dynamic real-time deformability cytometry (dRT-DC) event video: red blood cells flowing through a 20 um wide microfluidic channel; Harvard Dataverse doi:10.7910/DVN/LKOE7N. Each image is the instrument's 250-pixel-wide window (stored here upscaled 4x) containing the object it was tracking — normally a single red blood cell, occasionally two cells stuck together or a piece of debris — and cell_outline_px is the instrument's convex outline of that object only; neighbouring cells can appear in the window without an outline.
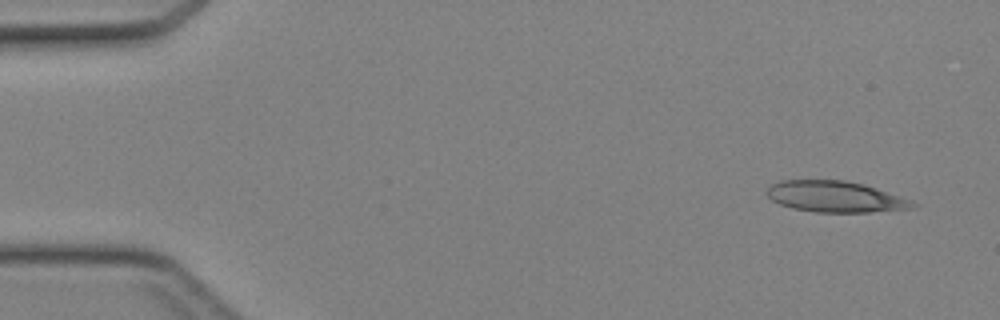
{"species": "Egyptian fruit bat (a non-hibernating species)", "species_latin": "Rousettus aegyptiacus", "temperature_condition": "cold", "stored_images_in_passage": 42, "camera_frame_rate_fps": 3000, "um_per_image_px": 0.085, "animal": {"sex": "female"}, "frame": {"image": 1, "passage_image": 1, "time_ms": 0.0, "image_size_px": [1000, 320], "cell_outline_px": [[920, 204], [912, 208], [868, 212], [816, 212], [792, 208], [780, 204], [772, 200], [764, 192], [772, 184], [780, 180], [844, 180], [864, 184], [912, 200]], "centroid_in_image_um": [70.99, 16.71], "position_along_channel_um": 14.0, "area_um2": 26.41}}
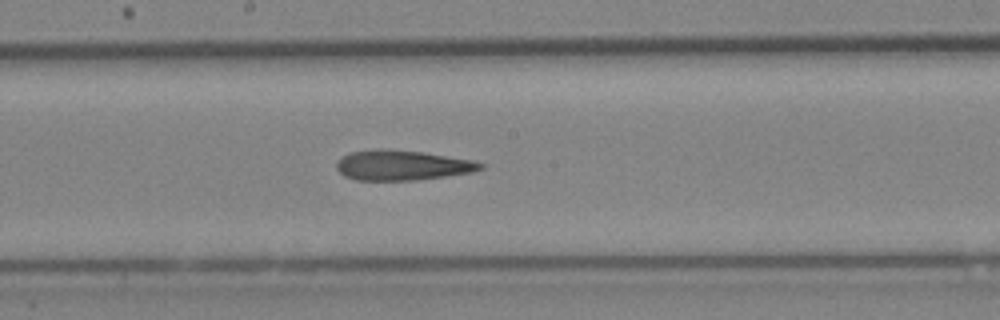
{"frame": {"image": 2, "passage_image": 22, "time_ms": 7.0, "image_size_px": [1000, 320], "cell_outline_px": [[484, 168], [472, 172], [416, 180], [356, 180], [344, 176], [336, 168], [336, 160], [340, 156], [348, 152], [376, 148], [380, 148], [424, 152], [472, 160], [484, 164]], "centroid_in_image_um": [34.12, 14.03], "position_along_channel_um": 214.1, "area_um2": 25.43}}
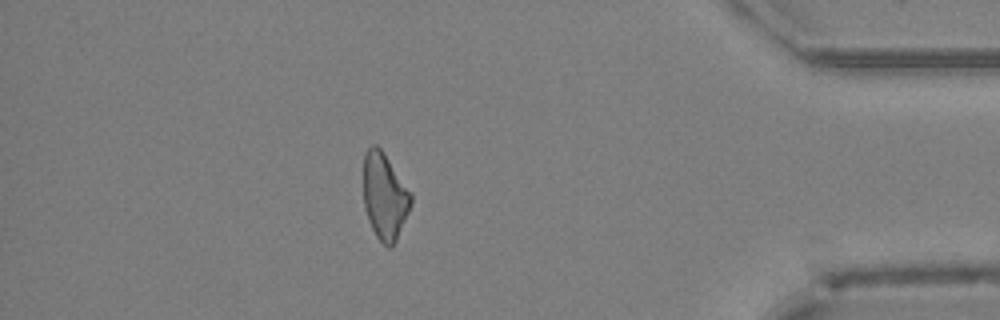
{"frame": {"image": 3, "passage_image": 37, "time_ms": 12.0, "image_size_px": [1000, 320], "cell_outline_px": [[412, 204], [396, 240], [392, 248], [388, 248], [376, 236], [368, 220], [364, 208], [364, 152], [372, 144], [376, 144], [380, 148], [412, 192]], "centroid_in_image_um": [32.7, 16.68], "position_along_channel_um": 402.5, "area_um2": 23.99}}